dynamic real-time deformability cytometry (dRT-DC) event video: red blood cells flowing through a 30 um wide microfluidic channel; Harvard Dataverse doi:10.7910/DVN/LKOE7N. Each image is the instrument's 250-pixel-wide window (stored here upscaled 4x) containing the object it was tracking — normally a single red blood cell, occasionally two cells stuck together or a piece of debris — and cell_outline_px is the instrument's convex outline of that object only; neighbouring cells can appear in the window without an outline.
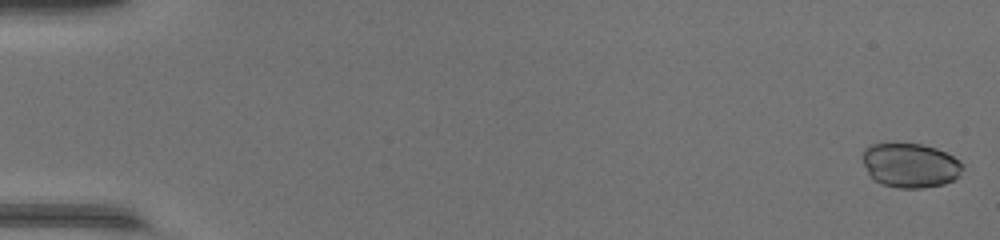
{"species": "common noctule bat (a hibernating species)", "species_latin": "Nyctalus noctula", "temperature_condition": "warm", "stored_images_in_passage": 48, "camera_frame_rate_fps": 3000, "um_per_image_px": 0.085, "animal": {"sex": "female", "body_mass_g": 17.0, "forearm_length_mm": 48.0}, "frame": {"image": 1, "passage_image": 1, "time_ms": 0.0, "image_size_px": [1000, 240], "cell_outline_px": [[964, 168], [960, 176], [956, 180], [944, 184], [920, 188], [896, 188], [880, 184], [868, 172], [860, 156], [864, 148], [872, 144], [920, 144], [936, 148], [960, 160], [964, 164]], "centroid_in_image_um": [77.4, 14.06], "position_along_channel_um": 7.6, "area_um2": 26.13}}
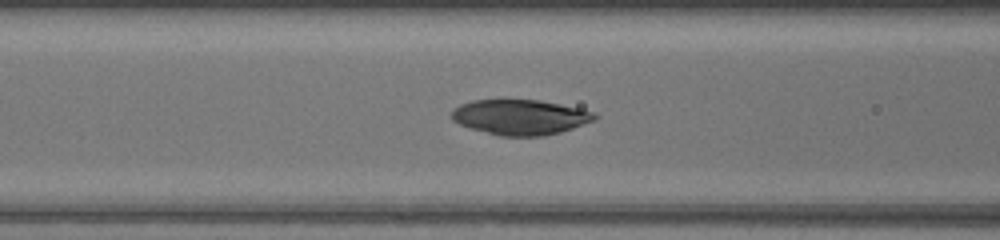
{"frame": {"image": 2, "passage_image": 21, "time_ms": 6.667, "image_size_px": [1000, 240], "cell_outline_px": [[600, 116], [596, 120], [560, 132], [544, 136], [500, 136], [472, 128], [460, 124], [452, 120], [452, 112], [460, 104], [472, 100], [540, 100], [560, 104], [596, 112]], "centroid_in_image_um": [44.27, 9.95], "position_along_channel_um": 122.3, "area_um2": 29.25}}
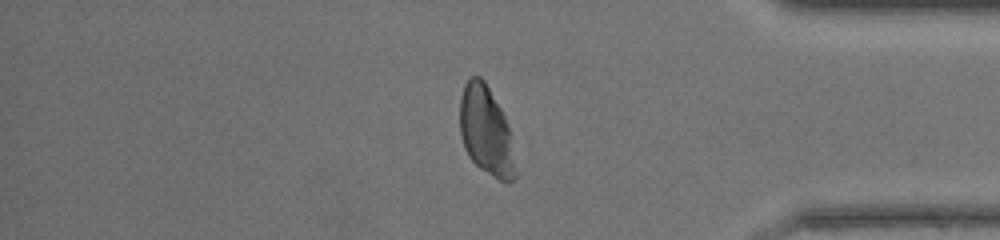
{"frame": {"image": 3, "passage_image": 41, "time_ms": 13.333, "image_size_px": [1000, 240], "cell_outline_px": [[516, 176], [508, 184], [500, 180], [480, 168], [468, 156], [464, 148], [460, 136], [460, 96], [464, 84], [472, 76], [480, 76], [484, 80], [500, 108], [504, 116], [508, 128], [516, 172]], "centroid_in_image_um": [41.28, 11.13], "position_along_channel_um": 393.9, "area_um2": 28.44}, "authors_computed_cell_mechanics": {"area_um2": 29.9404, "velocity_mm_per_s": 4.3867, "shape_relaxation_time_tau1_ms": 1.9649, "shape_relaxation_time_tau2_ms": null, "deformation_change_tau1": 0.0575, "deformation_change_tau2": null}}